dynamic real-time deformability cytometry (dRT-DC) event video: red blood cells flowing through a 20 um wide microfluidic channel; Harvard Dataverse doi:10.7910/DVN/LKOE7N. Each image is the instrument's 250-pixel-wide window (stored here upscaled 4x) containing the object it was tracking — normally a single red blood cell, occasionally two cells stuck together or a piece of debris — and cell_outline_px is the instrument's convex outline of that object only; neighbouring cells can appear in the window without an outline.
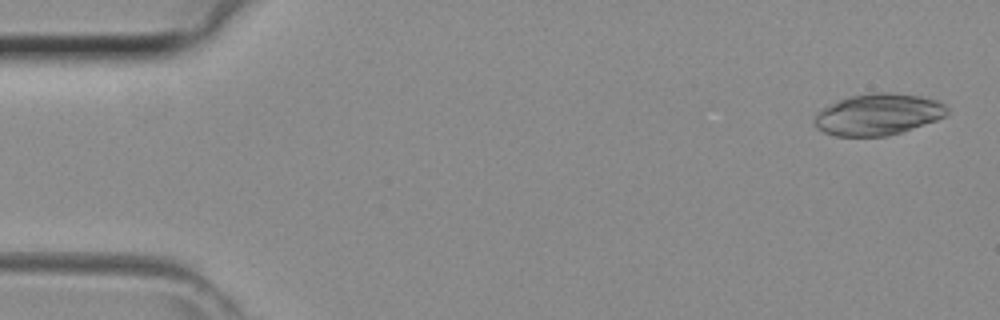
{"species": "common noctule bat (a hibernating species)", "species_latin": "Nyctalus noctula", "temperature_condition": "room temperature", "stored_images_in_passage": 21, "camera_frame_rate_fps": 3000, "um_per_image_px": 0.085, "animal": {"sex": "female", "body_mass_g": 29.2, "forearm_length_mm": 56.3}, "frame": {"image": 1, "passage_image": 2, "time_ms": 0.333, "image_size_px": [1000, 320], "cell_outline_px": [[948, 116], [888, 136], [836, 136], [824, 132], [816, 128], [812, 120], [816, 112], [848, 96], [872, 92], [892, 92], [920, 96], [936, 100], [944, 104], [948, 108]], "centroid_in_image_um": [74.63, 9.72], "position_along_channel_um": 10.4, "area_um2": 32.14}}
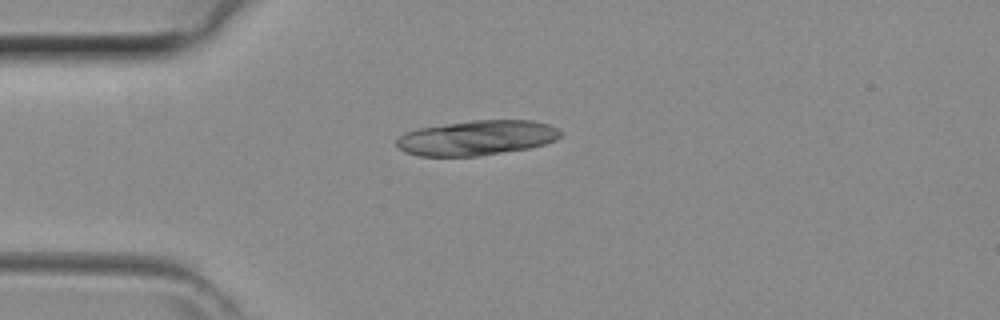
{"frame": {"image": 2, "passage_image": 11, "time_ms": 3.333, "image_size_px": [1000, 320], "cell_outline_px": [[560, 136], [556, 140], [532, 148], [476, 156], [420, 156], [404, 152], [396, 144], [396, 140], [400, 136], [408, 132], [420, 128], [472, 120], [532, 120], [548, 124], [556, 128], [560, 132]], "centroid_in_image_um": [40.55, 11.72], "position_along_channel_um": 44.5, "area_um2": 33.18}}